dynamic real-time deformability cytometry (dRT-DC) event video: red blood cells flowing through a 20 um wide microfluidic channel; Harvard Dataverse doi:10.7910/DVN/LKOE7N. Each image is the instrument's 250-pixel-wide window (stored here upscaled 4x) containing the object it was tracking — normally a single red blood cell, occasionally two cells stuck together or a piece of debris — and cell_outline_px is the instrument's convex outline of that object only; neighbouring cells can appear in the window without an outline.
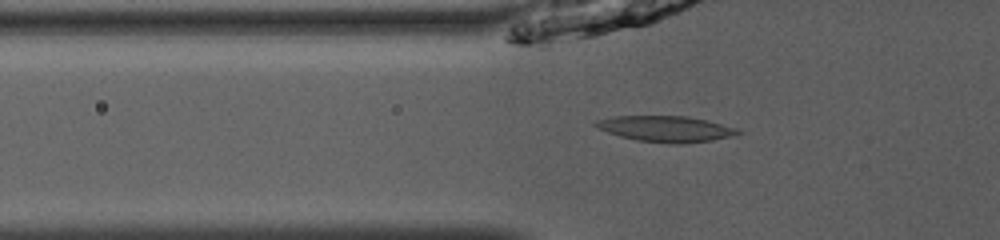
{"species": "common noctule bat (a hibernating species)", "species_latin": "Nyctalus noctula", "temperature_condition": "room temperature", "stored_images_in_passage": 36, "camera_frame_rate_fps": 3000, "um_per_image_px": 0.085, "animal": {"sex": "male", "body_mass_g": 13.0, "forearm_length_mm": 53.1}, "frame": {"image": 1, "passage_image": 3, "time_ms": 0.667, "image_size_px": [1000, 240], "cell_outline_px": [[744, 132], [732, 136], [712, 140], [636, 140], [620, 136], [608, 132], [592, 124], [596, 120], [612, 116], [688, 116], [708, 120], [736, 128]], "centroid_in_image_um": [56.57, 10.88], "position_along_channel_um": 69.2, "area_um2": 20.29}}
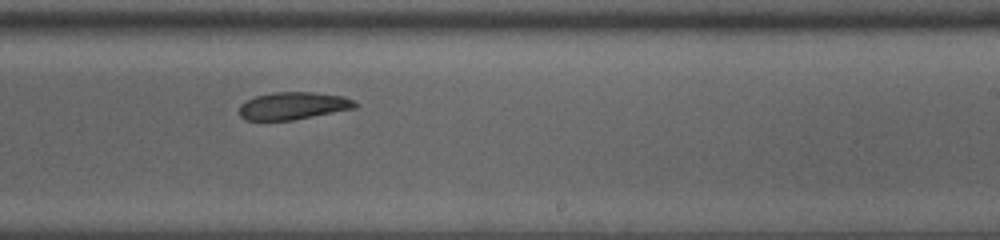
{"frame": {"image": 2, "passage_image": 18, "time_ms": 5.667, "image_size_px": [1000, 240], "cell_outline_px": [[360, 104], [356, 108], [292, 120], [244, 120], [240, 116], [240, 104], [256, 96], [272, 92], [312, 92], [344, 96]], "centroid_in_image_um": [24.94, 8.99], "position_along_channel_um": 264.1, "area_um2": 18.5}}
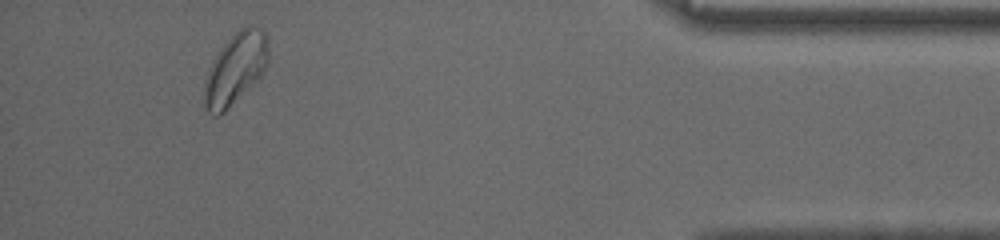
{"frame": {"image": 3, "passage_image": 33, "time_ms": 10.667, "image_size_px": [1000, 240], "cell_outline_px": [[268, 64], [264, 72], [220, 116], [216, 116], [208, 112], [204, 100], [204, 80], [208, 68], [212, 60], [224, 44], [240, 28], [248, 24], [260, 28], [264, 32], [268, 40]], "centroid_in_image_um": [20.01, 5.82], "position_along_channel_um": 415.2, "area_um2": 26.53}, "authors_computed_cell_mechanics": {"area_um2": 20.2011, "velocity_mm_per_s": 3.9172, "shape_relaxation_time_tau1_ms": 5.5313, "shape_relaxation_time_tau2_ms": 6.3894, "deformation_change_tau1": 0.1191, "deformation_change_tau2": 0.1158}}